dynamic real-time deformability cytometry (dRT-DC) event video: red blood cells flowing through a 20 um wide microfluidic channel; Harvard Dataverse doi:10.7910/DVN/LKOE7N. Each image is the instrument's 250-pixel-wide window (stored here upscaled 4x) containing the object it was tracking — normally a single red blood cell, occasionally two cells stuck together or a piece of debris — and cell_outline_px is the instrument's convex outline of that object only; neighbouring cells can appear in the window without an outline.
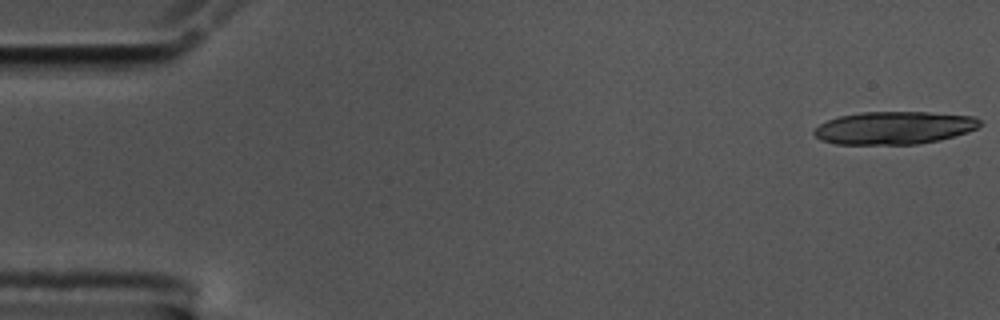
{"species": "common noctule bat (a hibernating species)", "species_latin": "Nyctalus noctula", "temperature_condition": "cold", "stored_images_in_passage": 16, "camera_frame_rate_fps": 3000, "um_per_image_px": 0.085, "animal": {"sex": "male", "body_mass_g": 17.5, "forearm_length_mm": 52.3}, "frame": {"image": 1, "passage_image": 1, "time_ms": 0.0, "image_size_px": [1000, 320], "cell_outline_px": [[984, 124], [968, 132], [940, 140], [916, 144], [836, 144], [820, 140], [812, 132], [820, 124], [828, 120], [840, 116], [860, 112], [928, 112], [976, 116]], "centroid_in_image_um": [76.03, 10.86], "position_along_channel_um": 9.0, "area_um2": 31.79}}